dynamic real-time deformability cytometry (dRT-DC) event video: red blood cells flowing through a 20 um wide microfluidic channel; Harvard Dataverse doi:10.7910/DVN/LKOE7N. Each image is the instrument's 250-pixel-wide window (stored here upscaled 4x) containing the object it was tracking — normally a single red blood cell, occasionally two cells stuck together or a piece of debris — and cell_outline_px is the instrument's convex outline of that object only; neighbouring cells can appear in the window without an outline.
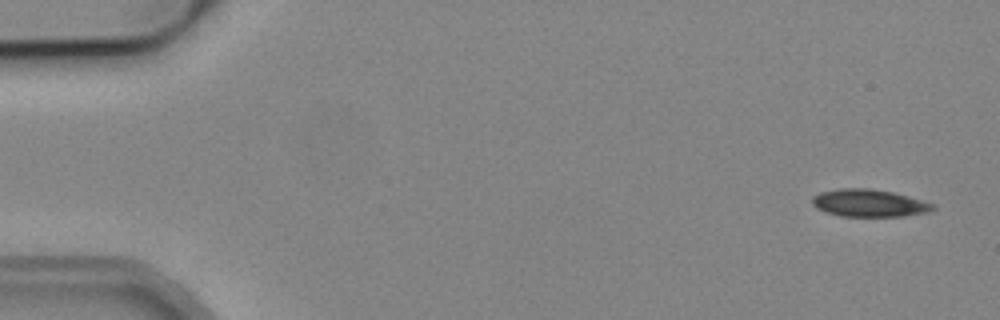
{"species": "common noctule bat (a hibernating species)", "species_latin": "Nyctalus noctula", "temperature_condition": "cold", "stored_images_in_passage": 5, "camera_frame_rate_fps": 3000, "um_per_image_px": 0.085, "animal": {"sex": "male", "body_mass_g": 19.2, "forearm_length_mm": 51.8}, "frame": {"image": 1, "passage_image": 1, "time_ms": 0.0, "image_size_px": [1000, 320], "cell_outline_px": [[936, 208], [928, 212], [904, 216], [840, 216], [824, 212], [816, 208], [812, 204], [812, 196], [820, 192], [840, 188], [868, 188], [892, 192], [908, 196], [936, 204]], "centroid_in_image_um": [73.86, 17.26], "position_along_channel_um": 11.1, "area_um2": 19.42}}
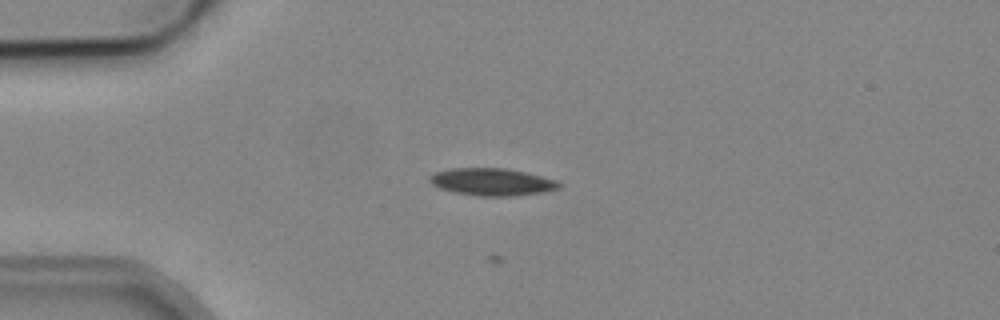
{"frame": {"image": 2, "passage_image": 4, "time_ms": 3.667, "image_size_px": [1000, 320], "cell_outline_px": [[560, 188], [544, 192], [516, 196], [480, 196], [456, 192], [440, 188], [432, 184], [428, 180], [436, 172], [452, 168], [508, 168], [556, 180], [560, 184]], "centroid_in_image_um": [41.84, 15.46], "position_along_channel_um": 43.2, "area_um2": 20.4}}